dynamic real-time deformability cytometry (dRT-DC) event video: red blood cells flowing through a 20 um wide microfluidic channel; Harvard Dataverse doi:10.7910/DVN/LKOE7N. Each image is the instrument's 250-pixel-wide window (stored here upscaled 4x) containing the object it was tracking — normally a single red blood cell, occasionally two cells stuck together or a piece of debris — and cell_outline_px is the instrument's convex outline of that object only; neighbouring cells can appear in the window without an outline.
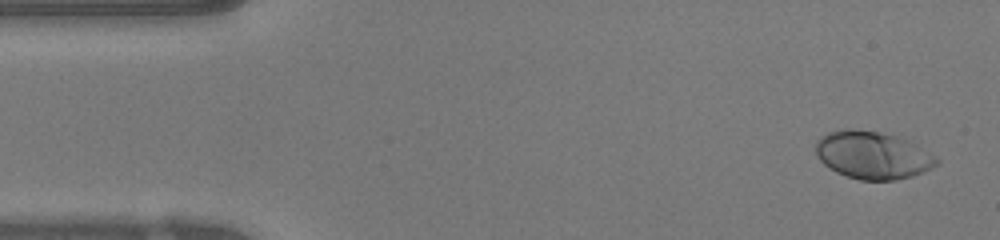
{"species": "human", "species_latin": "Homo sapiens", "temperature_condition": "warm", "stored_images_in_passage": 46, "camera_frame_rate_fps": 3000, "um_per_image_px": 0.085, "donor": {"sex": "female"}, "frame": {"image": 1, "passage_image": 1, "time_ms": 0.0, "image_size_px": [1000, 240], "cell_outline_px": [[940, 164], [924, 172], [912, 176], [896, 180], [860, 180], [836, 172], [828, 168], [816, 156], [816, 140], [820, 136], [828, 132], [848, 128], [876, 132], [896, 136], [908, 140], [936, 156], [940, 160]], "centroid_in_image_um": [74.18, 13.2], "position_along_channel_um": 10.8, "area_um2": 33.64}}
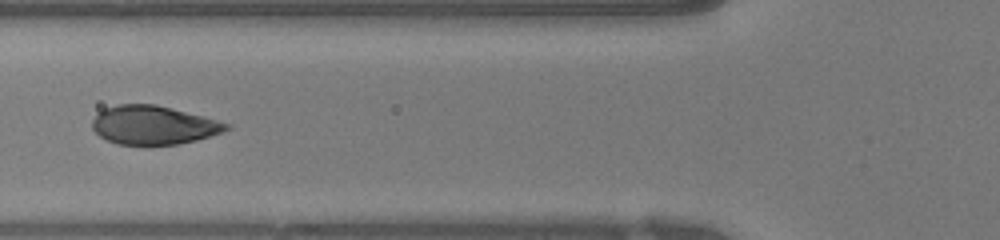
{"frame": {"image": 2, "passage_image": 16, "time_ms": 5.0, "image_size_px": [1000, 240], "cell_outline_px": [[232, 128], [224, 132], [196, 140], [176, 144], [144, 148], [116, 144], [100, 136], [92, 128], [92, 120], [104, 108], [116, 104], [156, 104], [232, 124]], "centroid_in_image_um": [13.04, 10.67], "position_along_channel_um": 112.8, "area_um2": 30.92}}
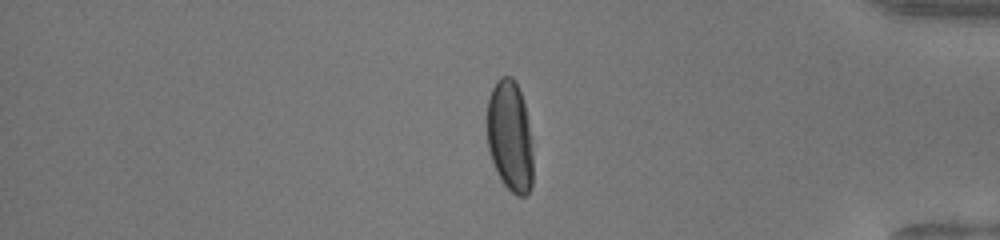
{"frame": {"image": 3, "passage_image": 38, "time_ms": 12.333, "image_size_px": [1000, 240], "cell_outline_px": [[532, 184], [528, 192], [524, 196], [516, 196], [500, 180], [496, 172], [488, 148], [488, 100], [492, 88], [496, 80], [500, 76], [512, 76], [520, 92], [524, 104], [528, 124], [532, 156]], "centroid_in_image_um": [43.33, 11.6], "position_along_channel_um": 391.9, "area_um2": 29.42}, "authors_computed_cell_mechanics": {"area_um2": 31.7033, "velocity_mm_per_s": 4.2448, "shape_relaxation_time_tau1_ms": 2.7023, "shape_relaxation_time_tau2_ms": null, "deformation_change_tau1": 0.201, "deformation_change_tau2": null}}